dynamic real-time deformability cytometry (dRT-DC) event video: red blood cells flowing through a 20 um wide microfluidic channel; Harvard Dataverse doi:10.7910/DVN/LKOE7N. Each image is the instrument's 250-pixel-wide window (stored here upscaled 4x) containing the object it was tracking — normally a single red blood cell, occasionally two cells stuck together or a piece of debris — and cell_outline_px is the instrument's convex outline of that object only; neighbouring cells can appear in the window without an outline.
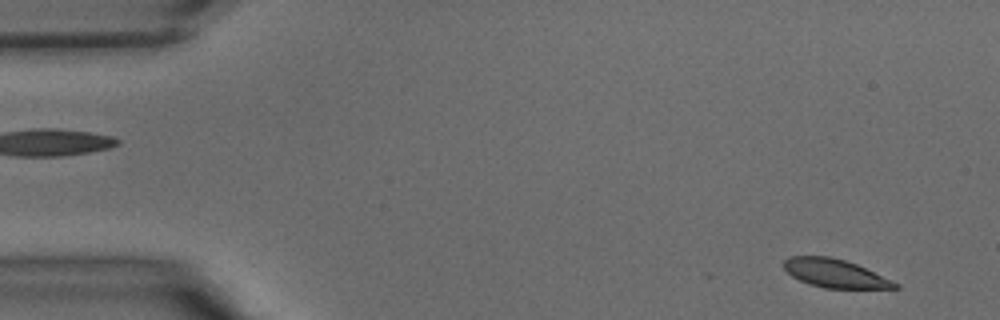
{"species": "common noctule bat (a hibernating species)", "species_latin": "Nyctalus noctula", "temperature_condition": "warm", "stored_images_in_passage": 39, "camera_frame_rate_fps": 3000, "um_per_image_px": 0.085, "animal": {"sex": "male", "body_mass_g": 15.6}, "frame": {"image": 1, "passage_image": 1, "time_ms": 0.0, "image_size_px": [1000, 320], "cell_outline_px": [[900, 288], [824, 288], [808, 284], [792, 276], [784, 268], [784, 260], [788, 256], [828, 256], [844, 260], [856, 264], [900, 284]], "centroid_in_image_um": [70.95, 23.23], "position_along_channel_um": 14.1, "area_um2": 18.21}}
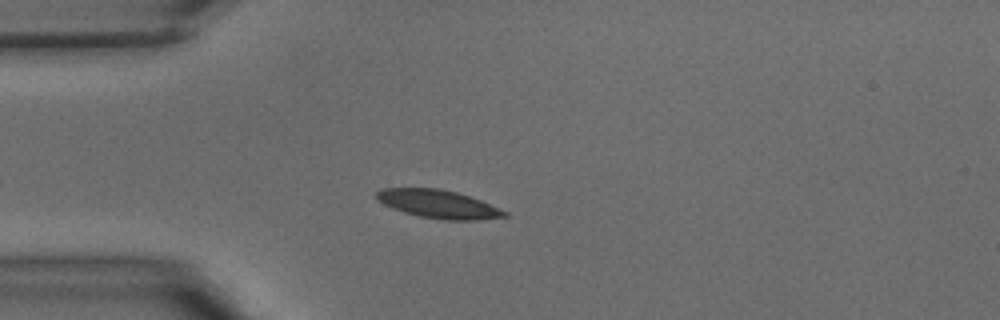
{"frame": {"image": 2, "passage_image": 9, "time_ms": 2.667, "image_size_px": [1000, 320], "cell_outline_px": [[508, 216], [476, 220], [444, 220], [420, 216], [404, 212], [392, 208], [376, 200], [376, 192], [380, 188], [440, 188], [456, 192], [480, 200], [508, 212]], "centroid_in_image_um": [37.23, 17.34], "position_along_channel_um": 47.8, "area_um2": 20.98}}
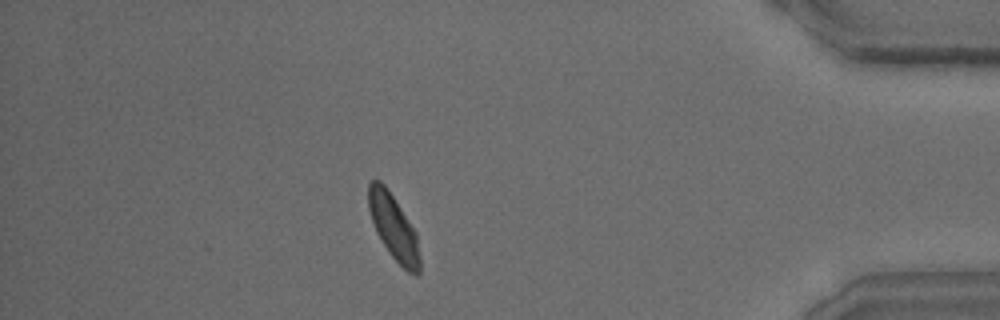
{"frame": {"image": 3, "passage_image": 34, "time_ms": 11.0, "image_size_px": [1000, 320], "cell_outline_px": [[420, 272], [416, 276], [408, 272], [392, 256], [376, 232], [368, 208], [368, 184], [372, 180], [380, 180], [384, 184], [416, 232], [420, 256]], "centroid_in_image_um": [33.46, 19.33], "position_along_channel_um": 401.7, "area_um2": 19.13}}